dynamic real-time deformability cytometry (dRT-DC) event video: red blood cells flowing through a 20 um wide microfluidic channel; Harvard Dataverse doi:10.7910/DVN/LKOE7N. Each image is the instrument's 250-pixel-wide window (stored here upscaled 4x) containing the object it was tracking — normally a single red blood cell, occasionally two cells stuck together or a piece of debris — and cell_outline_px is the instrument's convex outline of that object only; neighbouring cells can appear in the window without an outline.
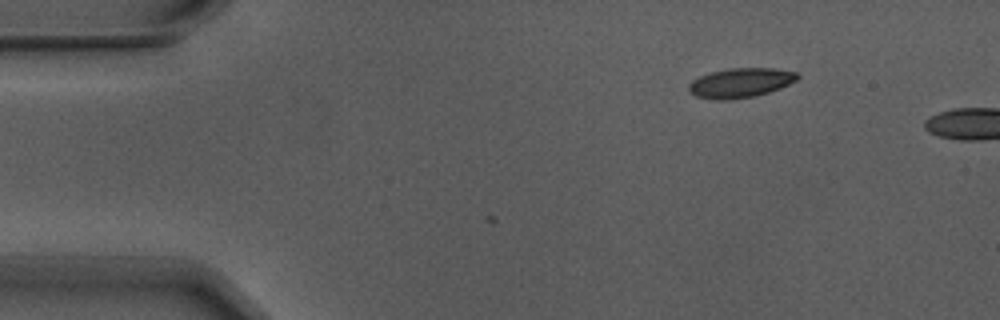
{"species": "Egyptian fruit bat (a non-hibernating species)", "species_latin": "Rousettus aegyptiacus", "temperature_condition": "warm", "stored_images_in_passage": 2, "camera_frame_rate_fps": 3000, "um_per_image_px": 0.085, "animal": {"sex": "male"}, "frame": {"image": 1, "passage_image": 2, "time_ms": 0.333, "image_size_px": [1000, 320], "cell_outline_px": [[800, 76], [796, 80], [780, 88], [756, 96], [728, 100], [716, 100], [696, 96], [688, 92], [688, 84], [692, 80], [700, 76], [712, 72], [732, 68], [772, 68], [796, 72]], "centroid_in_image_um": [62.91, 7.05], "position_along_channel_um": 22.1, "area_um2": 18.67}}